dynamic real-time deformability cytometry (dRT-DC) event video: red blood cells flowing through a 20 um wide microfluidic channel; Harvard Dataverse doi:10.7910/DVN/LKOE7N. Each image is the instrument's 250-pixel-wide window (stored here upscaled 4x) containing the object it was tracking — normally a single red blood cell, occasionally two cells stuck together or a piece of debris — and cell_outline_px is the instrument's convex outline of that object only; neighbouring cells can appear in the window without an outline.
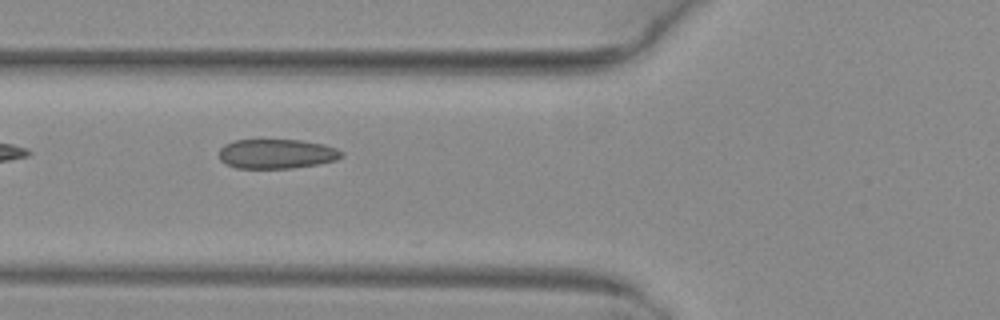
{"species": "common noctule bat (a hibernating species)", "species_latin": "Nyctalus noctula", "temperature_condition": "warm", "stored_images_in_passage": 9, "camera_frame_rate_fps": 3000, "um_per_image_px": 0.085, "animal": {"sex": "female", "body_mass_g": 29.2, "forearm_length_mm": 56.3}, "frame": {"image": 1, "passage_image": 3, "time_ms": 0.667, "image_size_px": [1000, 320], "cell_outline_px": [[344, 156], [336, 160], [316, 164], [292, 168], [236, 168], [224, 164], [220, 160], [220, 148], [224, 144], [236, 140], [300, 140], [324, 144], [336, 148], [344, 152]], "centroid_in_image_um": [23.52, 13.07], "position_along_channel_um": 102.3, "area_um2": 21.15}}
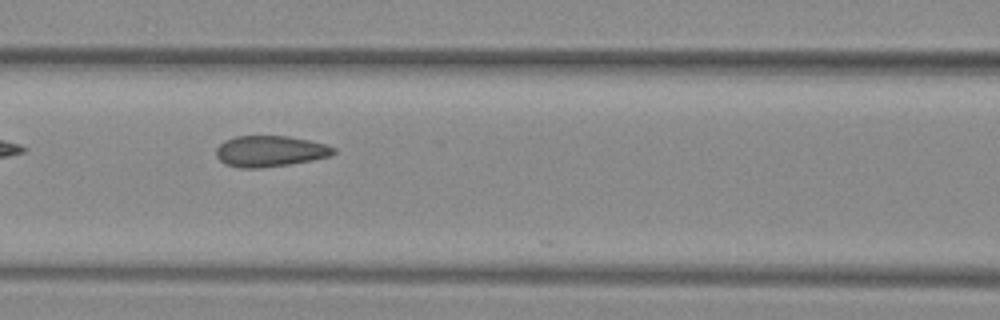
{"frame": {"image": 2, "passage_image": 6, "time_ms": 1.667, "image_size_px": [1000, 320], "cell_outline_px": [[336, 152], [332, 156], [312, 160], [288, 164], [260, 168], [240, 168], [224, 164], [216, 156], [216, 148], [224, 140], [236, 136], [288, 136], [308, 140], [324, 144], [336, 148]], "centroid_in_image_um": [22.94, 12.85], "position_along_channel_um": 143.7, "area_um2": 21.27}}